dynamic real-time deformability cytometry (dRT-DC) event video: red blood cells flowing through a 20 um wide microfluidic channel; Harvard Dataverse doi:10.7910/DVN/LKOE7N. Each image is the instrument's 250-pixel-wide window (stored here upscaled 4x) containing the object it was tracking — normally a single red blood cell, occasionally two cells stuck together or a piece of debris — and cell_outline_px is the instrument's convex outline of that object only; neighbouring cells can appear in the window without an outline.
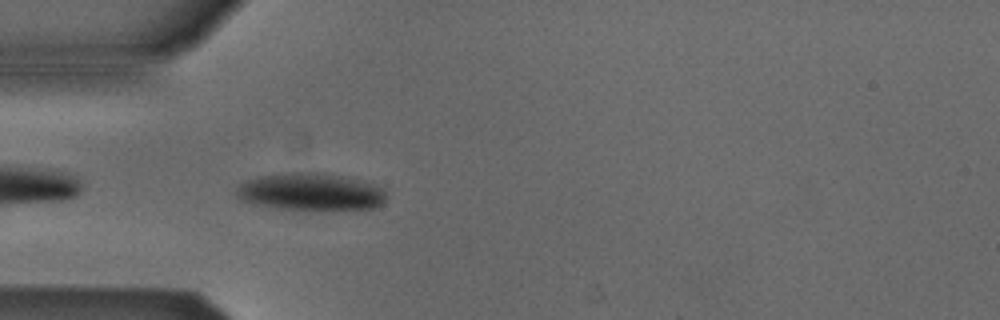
{"species": "Egyptian fruit bat (a non-hibernating species)", "species_latin": "Rousettus aegyptiacus", "temperature_condition": "cold", "stored_images_in_passage": 33, "camera_frame_rate_fps": 3000, "um_per_image_px": 0.085, "animal": {"sex": "male"}, "frame": {"image": 1, "passage_image": 2, "time_ms": 0.333, "image_size_px": [1000, 320], "cell_outline_px": [[384, 204], [376, 208], [276, 208], [256, 204], [240, 200], [236, 196], [236, 188], [244, 180], [256, 176], [292, 172], [324, 172], [360, 180], [384, 188]], "centroid_in_image_um": [26.35, 16.27], "position_along_channel_um": 58.6, "area_um2": 32.25}}
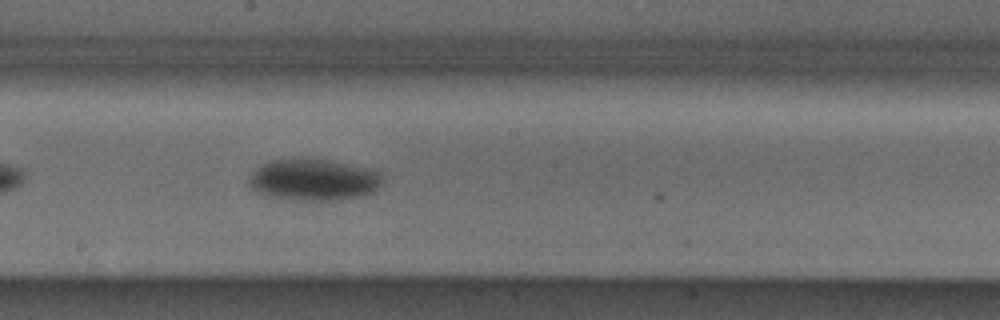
{"frame": {"image": 2, "passage_image": 15, "time_ms": 4.667, "image_size_px": [1000, 320], "cell_outline_px": [[384, 180], [380, 188], [364, 196], [336, 200], [304, 200], [268, 196], [256, 192], [248, 184], [248, 180], [252, 172], [256, 168], [268, 160], [292, 156], [328, 160], [364, 168], [380, 172]], "centroid_in_image_um": [26.63, 15.25], "position_along_channel_um": 221.6, "area_um2": 32.89}}
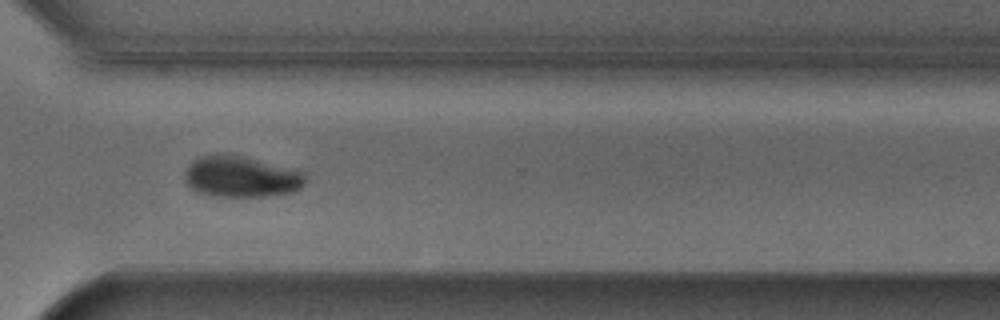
{"frame": {"image": 3, "passage_image": 25, "time_ms": 8.0, "image_size_px": [1000, 320], "cell_outline_px": [[308, 180], [300, 188], [292, 192], [268, 196], [212, 196], [196, 192], [184, 180], [184, 172], [192, 160], [200, 156], [216, 152], [244, 156], [304, 172]], "centroid_in_image_um": [20.46, 15.0], "position_along_channel_um": 350.1, "area_um2": 29.25}}